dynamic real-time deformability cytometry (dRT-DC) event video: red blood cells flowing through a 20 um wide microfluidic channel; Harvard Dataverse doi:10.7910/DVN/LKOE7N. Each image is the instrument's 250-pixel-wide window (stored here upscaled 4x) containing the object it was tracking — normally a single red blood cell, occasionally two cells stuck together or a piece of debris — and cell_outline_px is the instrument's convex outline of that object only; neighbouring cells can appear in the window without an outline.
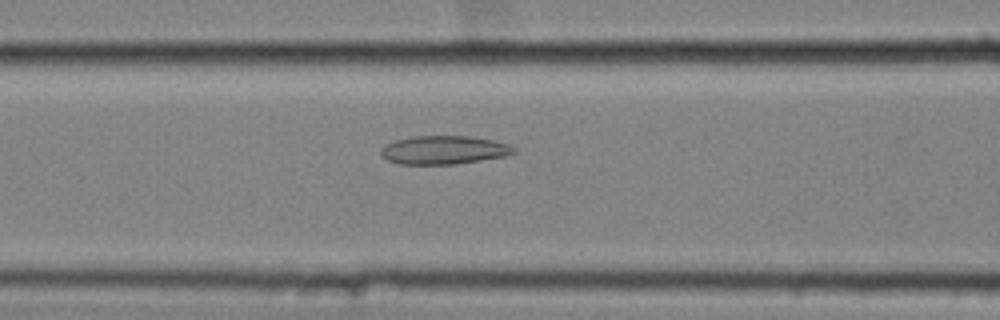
{"species": "common noctule bat (a hibernating species)", "species_latin": "Nyctalus noctula", "temperature_condition": "cold", "stored_images_in_passage": 40, "camera_frame_rate_fps": 3000, "um_per_image_px": 0.085, "animal": {"sex": "female", "body_mass_g": 25.1}, "frame": {"image": 1, "passage_image": 7, "time_ms": 2.0, "image_size_px": [1000, 320], "cell_outline_px": [[516, 152], [508, 156], [456, 164], [400, 164], [388, 160], [380, 156], [380, 148], [384, 144], [396, 140], [416, 136], [468, 136], [492, 140], [508, 144], [516, 148]], "centroid_in_image_um": [37.72, 12.75], "position_along_channel_um": 128.9, "area_um2": 22.2}}
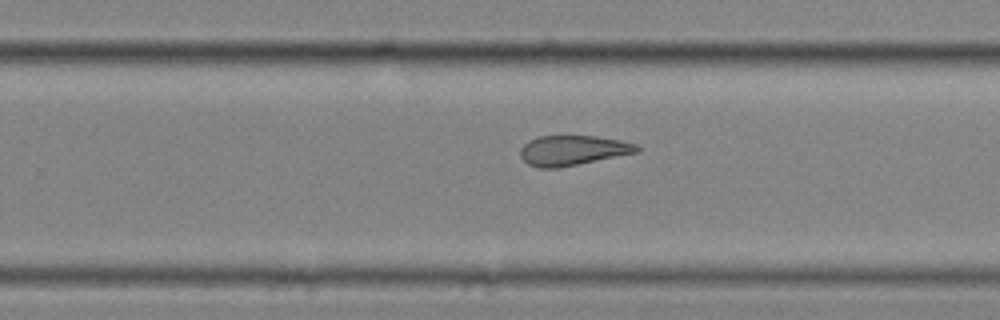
{"frame": {"image": 2, "passage_image": 20, "time_ms": 6.333, "image_size_px": [1000, 320], "cell_outline_px": [[640, 152], [556, 168], [540, 168], [528, 164], [520, 156], [520, 148], [528, 140], [540, 136], [596, 136], [620, 140], [636, 144], [640, 148]], "centroid_in_image_um": [48.68, 12.78], "position_along_channel_um": 281.1, "area_um2": 20.29}}
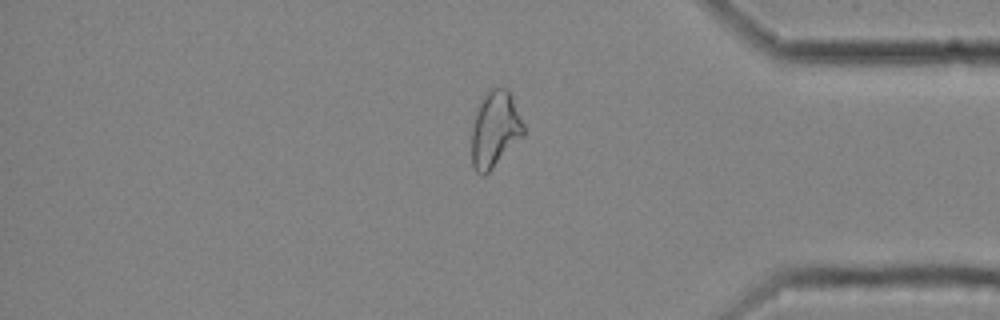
{"frame": {"image": 3, "passage_image": 31, "time_ms": 10.0, "image_size_px": [1000, 320], "cell_outline_px": [[524, 136], [484, 176], [480, 176], [476, 172], [472, 164], [472, 128], [476, 112], [484, 96], [492, 88], [508, 88], [512, 96], [524, 124]], "centroid_in_image_um": [42.08, 11.01], "position_along_channel_um": 393.1, "area_um2": 22.89}, "authors_computed_cell_mechanics": {"area_um2": 22.1663, "velocity_mm_per_s": 3.5249, "shape_relaxation_time_tau1_ms": null, "shape_relaxation_time_tau2_ms": 4.5668, "deformation_change_tau1": null, "deformation_change_tau2": 0.1302}}